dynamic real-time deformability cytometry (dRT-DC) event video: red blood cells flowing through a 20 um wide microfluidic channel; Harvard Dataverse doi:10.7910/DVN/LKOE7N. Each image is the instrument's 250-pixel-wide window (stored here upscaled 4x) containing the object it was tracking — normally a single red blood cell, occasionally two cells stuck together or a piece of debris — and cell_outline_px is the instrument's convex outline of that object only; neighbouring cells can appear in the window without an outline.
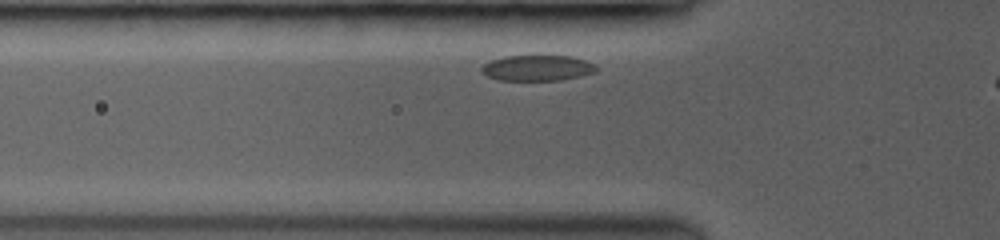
{"species": "common noctule bat (a hibernating species)", "species_latin": "Nyctalus noctula", "temperature_condition": "room temperature", "stored_images_in_passage": 21, "camera_frame_rate_fps": 3500, "um_per_image_px": 0.085, "animal": {"sex": "female", "body_mass_g": 19.0, "forearm_length_mm": 53.3}, "frame": {"image": 1, "passage_image": 10, "time_ms": 2.571, "image_size_px": [1000, 240], "cell_outline_px": [[596, 72], [580, 76], [560, 80], [496, 80], [480, 72], [480, 68], [484, 64], [492, 60], [504, 56], [572, 56], [584, 60], [592, 64], [596, 68]], "centroid_in_image_um": [45.62, 5.78], "position_along_channel_um": 80.2, "area_um2": 17.05}}
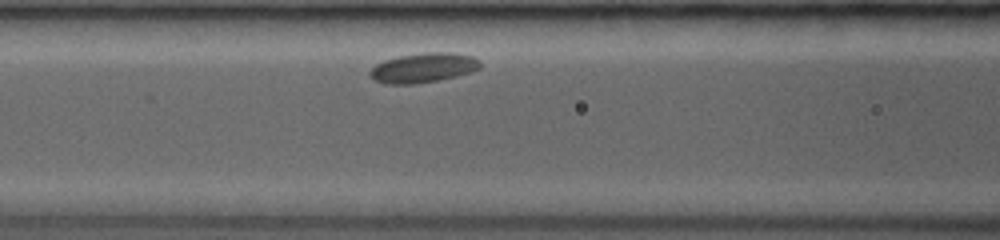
{"frame": {"image": 2, "passage_image": 15, "time_ms": 4.0, "image_size_px": [1000, 240], "cell_outline_px": [[480, 68], [472, 72], [456, 76], [436, 80], [412, 84], [384, 84], [372, 80], [368, 76], [368, 72], [376, 64], [384, 60], [400, 56], [424, 52], [452, 52], [472, 56], [480, 60]], "centroid_in_image_um": [35.95, 5.76], "position_along_channel_um": 130.7, "area_um2": 19.19}}
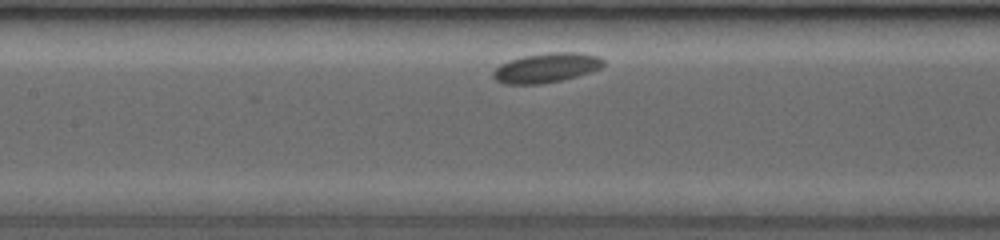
{"frame": {"image": 3, "passage_image": 18, "time_ms": 4.857, "image_size_px": [1000, 240], "cell_outline_px": [[604, 64], [600, 68], [576, 76], [560, 80], [540, 84], [504, 84], [496, 80], [492, 76], [492, 72], [500, 64], [524, 56], [548, 52], [576, 52], [596, 56], [604, 60]], "centroid_in_image_um": [46.41, 5.76], "position_along_channel_um": 161.0, "area_um2": 18.73}}